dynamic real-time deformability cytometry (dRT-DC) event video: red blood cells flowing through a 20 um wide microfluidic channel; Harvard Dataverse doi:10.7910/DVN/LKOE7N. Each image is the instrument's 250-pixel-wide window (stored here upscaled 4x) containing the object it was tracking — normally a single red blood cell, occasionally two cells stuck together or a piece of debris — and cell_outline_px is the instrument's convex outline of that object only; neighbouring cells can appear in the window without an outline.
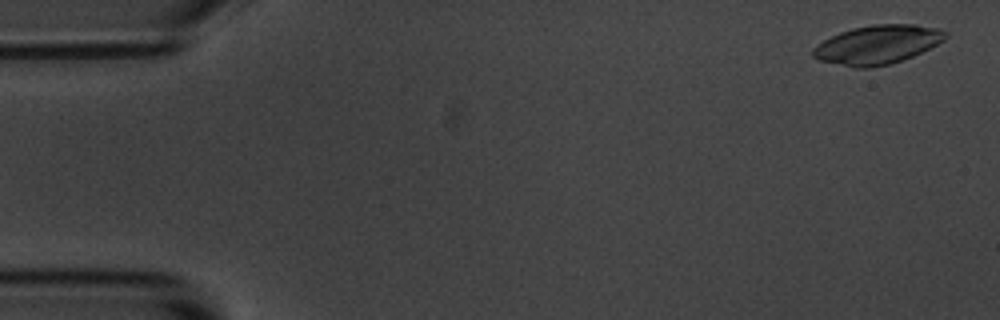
{"species": "common noctule bat (a hibernating species)", "species_latin": "Nyctalus noctula", "temperature_condition": "room temperature", "stored_images_in_passage": 5, "camera_frame_rate_fps": 3000, "um_per_image_px": 0.085, "animal": {"sex": "male", "body_mass_g": 20.1, "forearm_length_mm": 53.5}, "frame": {"image": 1, "passage_image": 1, "time_ms": 0.0, "image_size_px": [1000, 320], "cell_outline_px": [[948, 36], [944, 40], [912, 56], [888, 64], [872, 68], [856, 68], [820, 60], [812, 56], [812, 48], [816, 44], [840, 32], [852, 28], [872, 24], [916, 24], [940, 28], [948, 32]], "centroid_in_image_um": [74.58, 3.78], "position_along_channel_um": 10.4, "area_um2": 29.94}}